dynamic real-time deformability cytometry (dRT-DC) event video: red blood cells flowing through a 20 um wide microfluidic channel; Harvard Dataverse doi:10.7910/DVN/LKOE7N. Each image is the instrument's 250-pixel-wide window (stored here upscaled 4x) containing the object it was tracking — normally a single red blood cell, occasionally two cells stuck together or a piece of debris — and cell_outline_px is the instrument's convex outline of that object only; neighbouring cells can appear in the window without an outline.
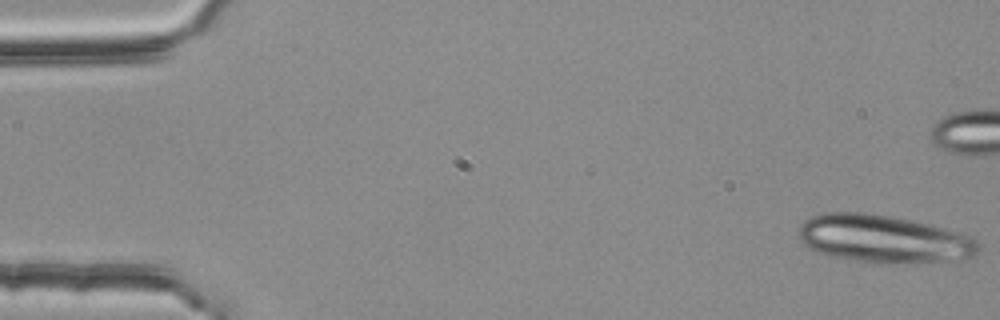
{"species": "common noctule bat (a hibernating species)", "species_latin": "Nyctalus noctula", "temperature_condition": "room temperature", "stored_images_in_passage": 13, "camera_frame_rate_fps": 3000, "um_per_image_px": 0.085, "animal": {"sex": "female", "body_mass_g": 25.1}, "frame": {"image": 1, "passage_image": 1, "time_ms": 0.0, "image_size_px": [1000, 320], "cell_outline_px": [[980, 248], [976, 256], [968, 260], [900, 264], [880, 264], [848, 260], [828, 256], [816, 252], [808, 248], [800, 240], [800, 224], [804, 220], [820, 212], [864, 212], [888, 216], [908, 220], [944, 228], [960, 232], [972, 236], [980, 244]], "centroid_in_image_um": [75.14, 20.34], "position_along_channel_um": 9.9, "area_um2": 51.1}}